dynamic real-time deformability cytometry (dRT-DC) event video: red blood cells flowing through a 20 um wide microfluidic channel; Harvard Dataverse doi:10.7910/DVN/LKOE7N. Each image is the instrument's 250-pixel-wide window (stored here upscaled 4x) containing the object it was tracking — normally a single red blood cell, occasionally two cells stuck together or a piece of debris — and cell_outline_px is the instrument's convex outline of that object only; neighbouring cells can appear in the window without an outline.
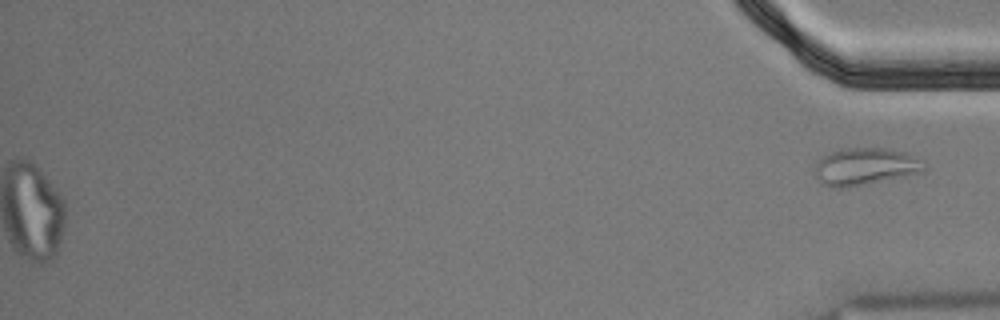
{"species": "Egyptian fruit bat (a non-hibernating species)", "species_latin": "Rousettus aegyptiacus", "temperature_condition": "cold", "stored_images_in_passage": 55, "segment_of_instrument_passage": [2, 2], "camera_frame_rate_fps": 3000, "um_per_image_px": 0.085, "animal": {"sex": "male"}, "frame": {"image": 1, "passage_image": 55, "time_ms": 18.0, "image_size_px": [1000, 320], "cell_outline_px": [[924, 172], [844, 188], [828, 188], [820, 184], [816, 176], [816, 164], [820, 156], [840, 148], [884, 148], [908, 152], [924, 160]], "centroid_in_image_um": [73.53, 14.15], "position_along_channel_um": 361.7, "area_um2": 24.04}}